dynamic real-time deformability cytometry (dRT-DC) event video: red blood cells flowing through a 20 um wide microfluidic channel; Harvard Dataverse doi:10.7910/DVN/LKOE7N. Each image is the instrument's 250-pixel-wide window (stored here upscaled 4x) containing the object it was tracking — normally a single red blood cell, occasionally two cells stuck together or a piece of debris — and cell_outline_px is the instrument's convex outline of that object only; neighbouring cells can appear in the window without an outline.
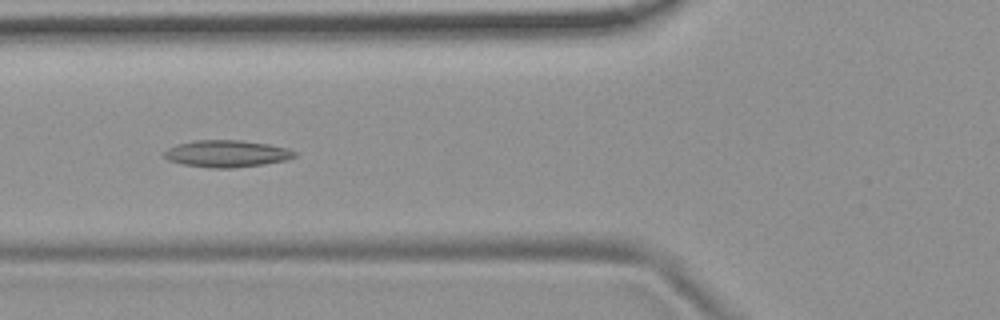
{"species": "common noctule bat (a hibernating species)", "species_latin": "Nyctalus noctula", "temperature_condition": "room temperature", "stored_images_in_passage": 37, "camera_frame_rate_fps": 3000, "um_per_image_px": 0.085, "animal": {"sex": "female", "body_mass_g": 19.9}, "frame": {"image": 1, "passage_image": 4, "time_ms": 1.0, "image_size_px": [1000, 320], "cell_outline_px": [[296, 156], [288, 160], [264, 164], [232, 168], [212, 168], [184, 164], [168, 160], [160, 152], [176, 144], [196, 140], [240, 140], [268, 144], [288, 148], [296, 152]], "centroid_in_image_um": [19.26, 13.06], "position_along_channel_um": 106.5, "area_um2": 20.58}}
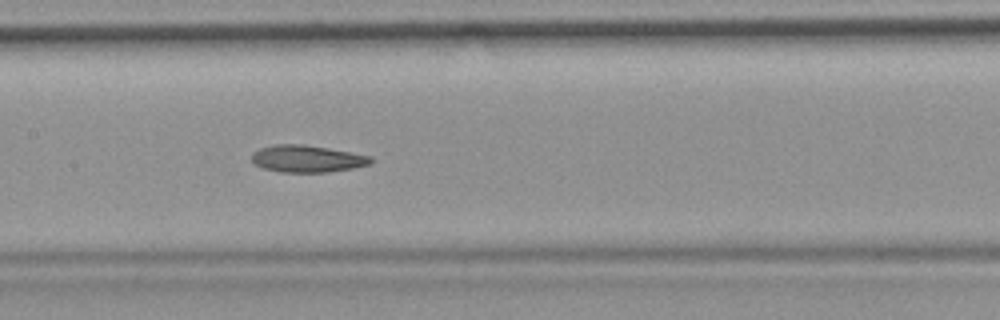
{"frame": {"image": 2, "passage_image": 10, "time_ms": 3.0, "image_size_px": [1000, 320], "cell_outline_px": [[376, 160], [372, 164], [352, 168], [328, 172], [280, 172], [264, 168], [256, 164], [252, 160], [252, 152], [260, 148], [276, 144], [300, 144], [372, 156]], "centroid_in_image_um": [26.13, 13.5], "position_along_channel_um": 181.3, "area_um2": 18.61}}
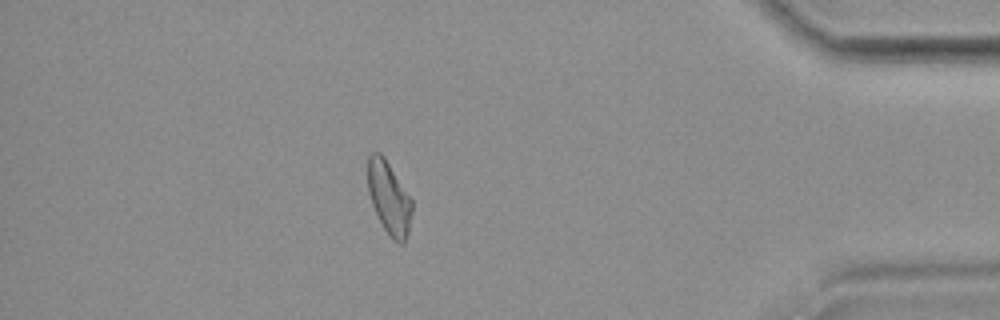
{"frame": {"image": 3, "passage_image": 31, "time_ms": 10.0, "image_size_px": [1000, 320], "cell_outline_px": [[412, 212], [408, 232], [404, 244], [396, 244], [392, 240], [384, 228], [372, 204], [368, 192], [368, 156], [372, 152], [380, 152], [384, 156], [412, 200]], "centroid_in_image_um": [33.07, 16.84], "position_along_channel_um": 402.1, "area_um2": 18.67}, "authors_computed_cell_mechanics": {"area_um2": 18.785, "velocity_mm_per_s": 3.7395, "shape_relaxation_time_tau1_ms": null, "shape_relaxation_time_tau2_ms": 6.0734, "deformation_change_tau1": null, "deformation_change_tau2": 0.1512}}